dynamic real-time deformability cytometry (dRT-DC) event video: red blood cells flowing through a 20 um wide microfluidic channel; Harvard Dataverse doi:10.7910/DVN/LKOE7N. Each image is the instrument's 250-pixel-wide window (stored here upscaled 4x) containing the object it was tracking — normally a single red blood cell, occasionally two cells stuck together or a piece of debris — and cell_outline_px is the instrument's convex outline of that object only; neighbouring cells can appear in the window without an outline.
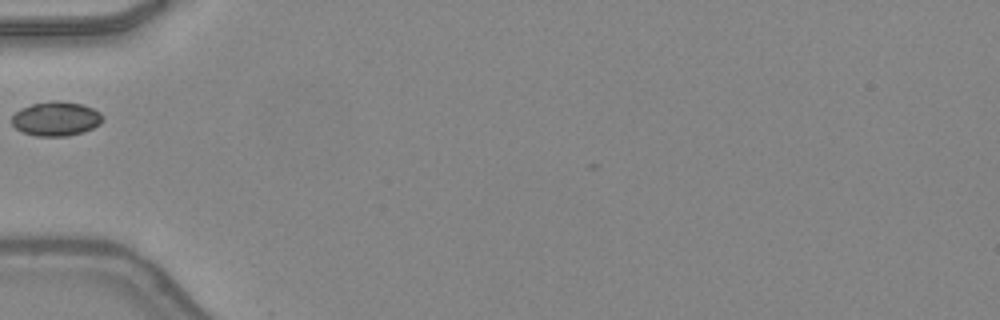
{"species": "common noctule bat (a hibernating species)", "species_latin": "Nyctalus noctula", "temperature_condition": "warm", "stored_images_in_passage": 31, "camera_frame_rate_fps": 3000, "um_per_image_px": 0.085, "animal": {"sex": "female", "body_mass_g": 24.6, "forearm_length_mm": 56.2}, "frame": {"image": 1, "passage_image": 1, "time_ms": 0.0, "image_size_px": [1000, 320], "cell_outline_px": [[100, 124], [84, 132], [64, 136], [36, 136], [24, 132], [16, 128], [12, 124], [12, 116], [20, 108], [32, 104], [52, 100], [56, 100], [84, 104], [100, 112]], "centroid_in_image_um": [4.74, 10.08], "position_along_channel_um": 80.3, "area_um2": 18.03}}
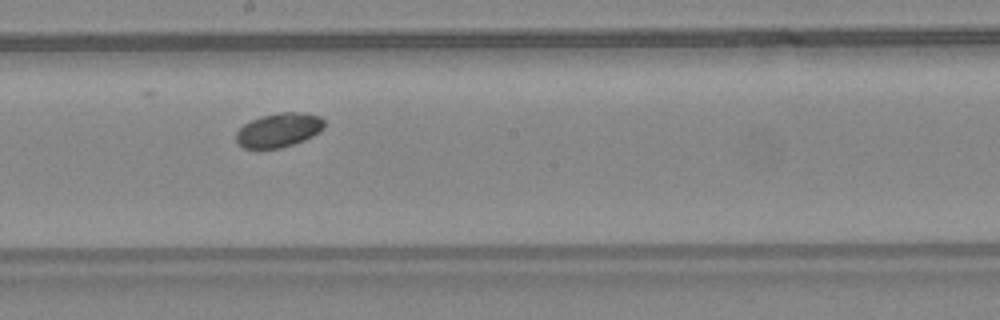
{"frame": {"image": 2, "passage_image": 11, "time_ms": 3.333, "image_size_px": [1000, 320], "cell_outline_px": [[324, 128], [320, 132], [304, 140], [280, 148], [244, 148], [236, 140], [236, 132], [244, 124], [260, 116], [280, 112], [304, 112], [320, 116], [324, 120]], "centroid_in_image_um": [23.72, 11.04], "position_along_channel_um": 224.5, "area_um2": 17.51}}
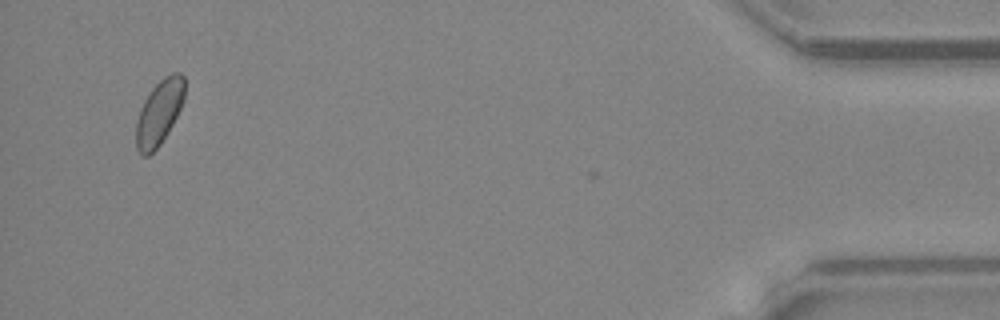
{"frame": {"image": 3, "passage_image": 30, "time_ms": 9.667, "image_size_px": [1000, 320], "cell_outline_px": [[184, 100], [168, 132], [160, 144], [148, 156], [140, 156], [136, 148], [136, 120], [140, 108], [144, 100], [152, 88], [164, 76], [172, 72], [180, 72], [184, 76]], "centroid_in_image_um": [13.51, 9.56], "position_along_channel_um": 421.7, "area_um2": 18.38}}